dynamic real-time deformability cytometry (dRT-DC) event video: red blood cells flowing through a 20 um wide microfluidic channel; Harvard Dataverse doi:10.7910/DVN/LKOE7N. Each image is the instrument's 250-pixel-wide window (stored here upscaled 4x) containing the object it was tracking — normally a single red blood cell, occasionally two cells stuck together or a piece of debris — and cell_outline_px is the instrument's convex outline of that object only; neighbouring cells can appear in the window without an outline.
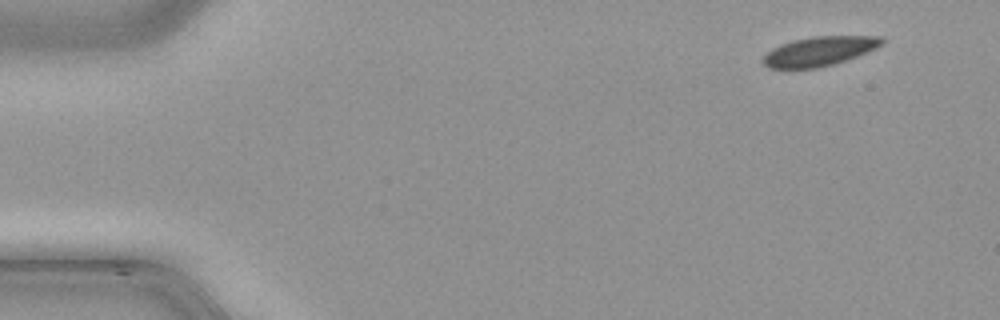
{"species": "common noctule bat (a hibernating species)", "species_latin": "Nyctalus noctula", "temperature_condition": "cold", "stored_images_in_passage": 12, "camera_frame_rate_fps": 3000, "um_per_image_px": 0.085, "animal": {"sex": "male", "body_mass_g": 21.5, "forearm_length_mm": 52.0}, "frame": {"image": 1, "passage_image": 4, "time_ms": 1.0, "image_size_px": [1000, 320], "cell_outline_px": [[884, 40], [880, 44], [856, 56], [832, 64], [816, 68], [788, 72], [768, 68], [760, 60], [772, 48], [780, 44], [792, 40], [816, 36], [884, 36]], "centroid_in_image_um": [69.49, 4.4], "position_along_channel_um": 15.5, "area_um2": 20.63}}